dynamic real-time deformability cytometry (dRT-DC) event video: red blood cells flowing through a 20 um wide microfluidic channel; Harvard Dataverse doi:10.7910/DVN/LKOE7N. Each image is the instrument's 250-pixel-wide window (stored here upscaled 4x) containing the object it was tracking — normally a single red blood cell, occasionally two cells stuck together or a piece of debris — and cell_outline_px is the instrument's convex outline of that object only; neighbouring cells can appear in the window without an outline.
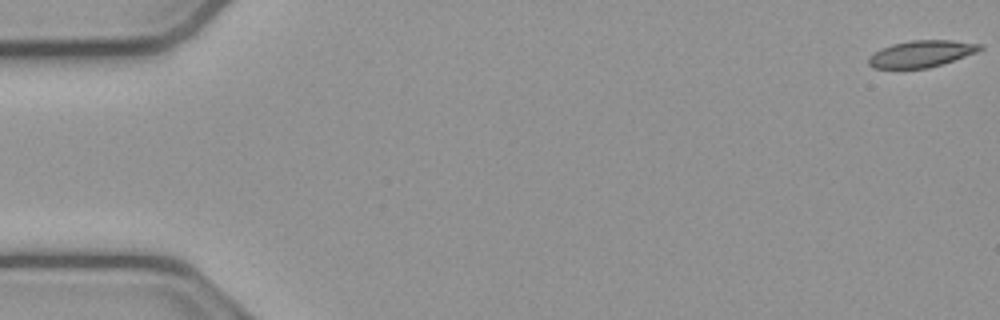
{"species": "common noctule bat (a hibernating species)", "species_latin": "Nyctalus noctula", "temperature_condition": "cold", "stored_images_in_passage": 54, "camera_frame_rate_fps": 3000, "um_per_image_px": 0.085, "animal": {"sex": "male", "body_mass_g": 23.1, "forearm_length_mm": 52.7}, "frame": {"image": 1, "passage_image": 1, "time_ms": 0.0, "image_size_px": [1000, 320], "cell_outline_px": [[984, 48], [976, 52], [928, 68], [872, 68], [868, 64], [868, 56], [880, 48], [892, 44], [908, 40], [952, 40], [984, 44]], "centroid_in_image_um": [78.29, 4.55], "position_along_channel_um": 6.7, "area_um2": 17.34}}
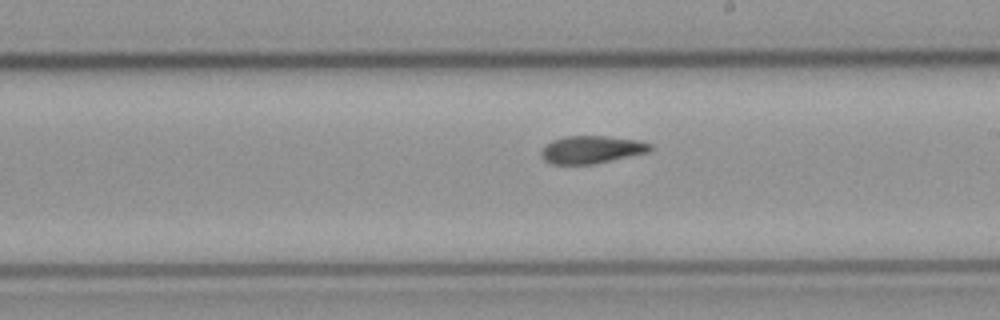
{"frame": {"image": 2, "passage_image": 31, "time_ms": 10.0, "image_size_px": [1000, 320], "cell_outline_px": [[652, 148], [648, 152], [596, 164], [552, 164], [544, 160], [540, 156], [540, 152], [552, 140], [564, 136], [608, 136], [640, 140], [652, 144]], "centroid_in_image_um": [50.3, 12.71], "position_along_channel_um": 238.7, "area_um2": 17.69}}
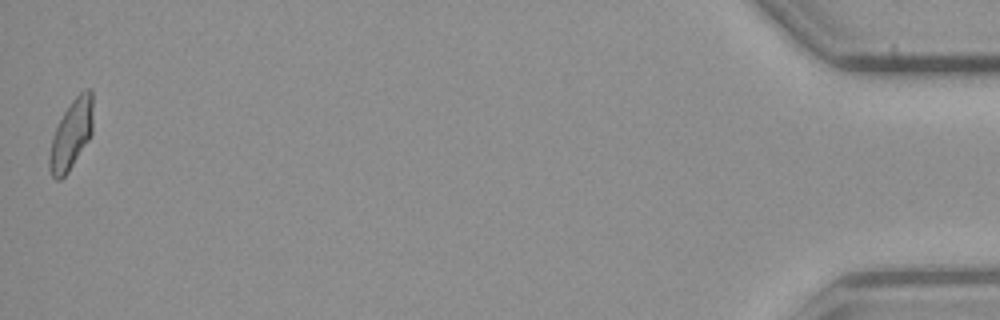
{"frame": {"image": 3, "passage_image": 54, "time_ms": 17.667, "image_size_px": [1000, 320], "cell_outline_px": [[92, 132], [88, 140], [68, 172], [60, 180], [56, 180], [52, 176], [48, 168], [48, 156], [52, 136], [64, 112], [72, 100], [84, 88], [92, 88]], "centroid_in_image_um": [6.04, 11.43], "position_along_channel_um": 429.2, "area_um2": 17.63}}